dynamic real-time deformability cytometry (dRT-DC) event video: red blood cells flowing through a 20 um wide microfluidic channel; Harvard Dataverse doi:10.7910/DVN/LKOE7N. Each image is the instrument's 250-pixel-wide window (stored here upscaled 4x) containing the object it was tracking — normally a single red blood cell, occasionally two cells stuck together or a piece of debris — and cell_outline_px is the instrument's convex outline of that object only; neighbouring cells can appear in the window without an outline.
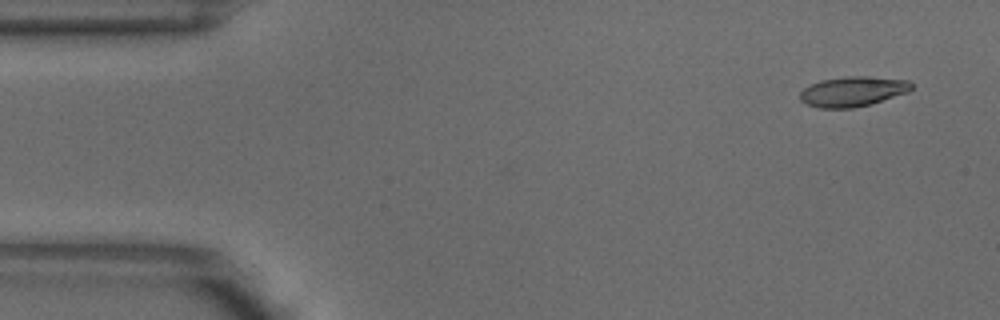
{"species": "common noctule bat (a hibernating species)", "species_latin": "Nyctalus noctula", "temperature_condition": "warm", "stored_images_in_passage": 4, "camera_frame_rate_fps": 3000, "um_per_image_px": 0.085, "animal": {"sex": "male", "body_mass_g": 18.8}, "frame": {"image": 1, "passage_image": 1, "time_ms": 0.0, "image_size_px": [1000, 320], "cell_outline_px": [[912, 88], [908, 92], [872, 104], [852, 108], [820, 108], [804, 104], [800, 100], [800, 92], [804, 88], [820, 80], [848, 76], [868, 76], [908, 80], [912, 84]], "centroid_in_image_um": [72.48, 7.78], "position_along_channel_um": 12.5, "area_um2": 19.59}}
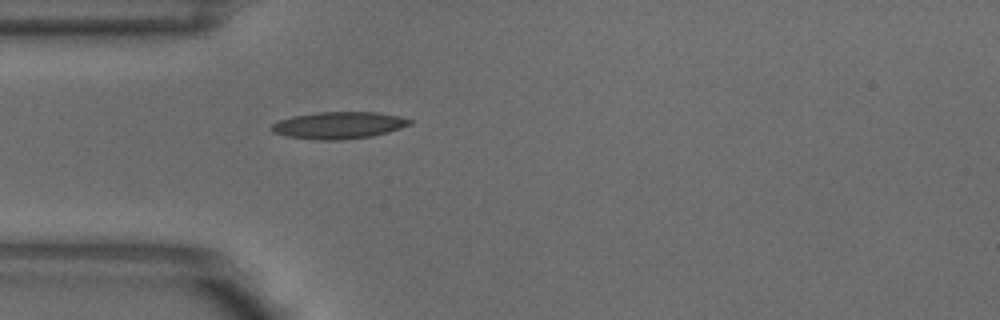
{"frame": {"image": 2, "passage_image": 4, "time_ms": 1.0, "image_size_px": [1000, 320], "cell_outline_px": [[412, 124], [388, 132], [372, 136], [336, 140], [320, 140], [288, 136], [272, 132], [272, 124], [280, 120], [292, 116], [316, 112], [376, 112], [400, 116], [412, 120]], "centroid_in_image_um": [28.81, 10.64], "position_along_channel_um": 56.2, "area_um2": 21.56}}